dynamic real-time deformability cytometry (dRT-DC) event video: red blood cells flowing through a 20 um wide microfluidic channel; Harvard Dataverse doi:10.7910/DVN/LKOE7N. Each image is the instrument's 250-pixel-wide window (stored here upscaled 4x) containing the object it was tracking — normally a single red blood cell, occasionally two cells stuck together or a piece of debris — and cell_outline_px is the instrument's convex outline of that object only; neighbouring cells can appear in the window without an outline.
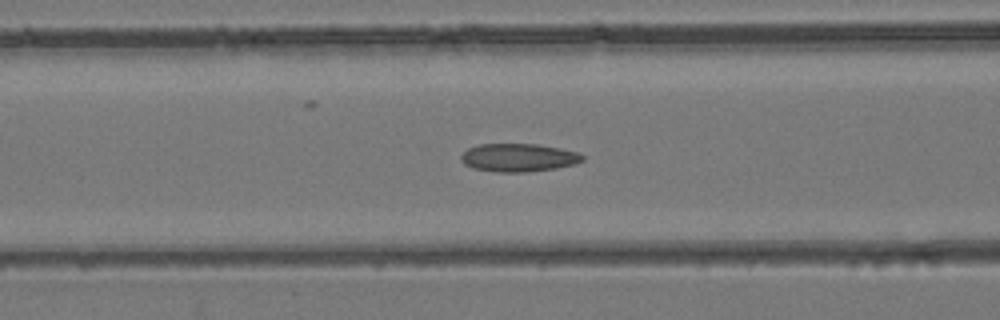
{"species": "common noctule bat (a hibernating species)", "species_latin": "Nyctalus noctula", "temperature_condition": "room temperature", "stored_images_in_passage": 42, "camera_frame_rate_fps": 3000, "um_per_image_px": 0.085, "animal": {"sex": "female", "body_mass_g": 24.6, "forearm_length_mm": 56.2}, "frame": {"image": 1, "passage_image": 15, "time_ms": 4.667, "image_size_px": [1000, 320], "cell_outline_px": [[584, 160], [576, 164], [556, 168], [524, 172], [496, 172], [472, 168], [464, 164], [460, 160], [460, 156], [468, 148], [480, 144], [536, 144], [560, 148], [576, 152], [584, 156]], "centroid_in_image_um": [44.06, 13.4], "position_along_channel_um": 122.5, "area_um2": 19.94}}
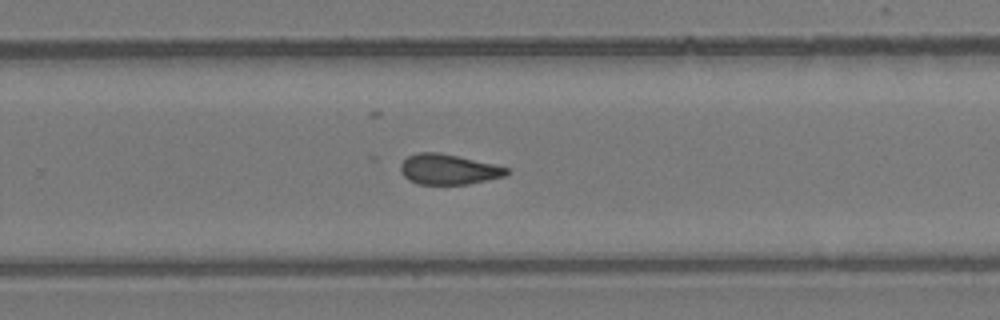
{"frame": {"image": 2, "passage_image": 26, "time_ms": 8.333, "image_size_px": [1000, 320], "cell_outline_px": [[508, 172], [504, 176], [468, 184], [416, 184], [408, 180], [400, 172], [400, 164], [408, 156], [416, 152], [440, 152], [496, 164], [508, 168]], "centroid_in_image_um": [38.08, 14.38], "position_along_channel_um": 291.7, "area_um2": 18.84}}
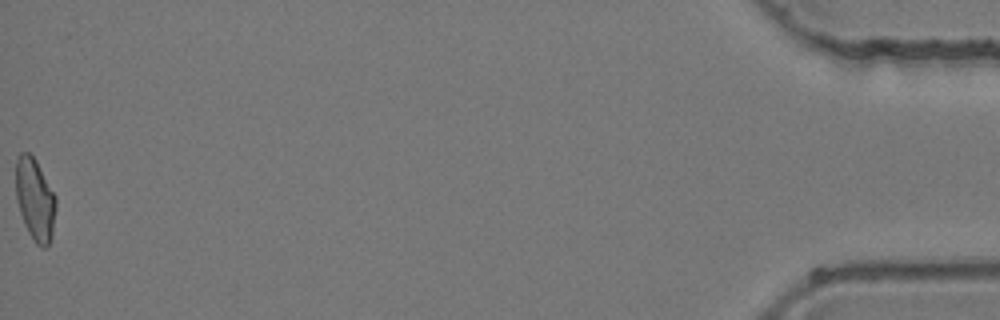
{"frame": {"image": 3, "passage_image": 42, "time_ms": 13.667, "image_size_px": [1000, 320], "cell_outline_px": [[56, 208], [52, 236], [48, 244], [44, 248], [40, 248], [36, 244], [28, 232], [24, 224], [16, 200], [16, 160], [20, 152], [28, 152], [36, 160], [56, 196]], "centroid_in_image_um": [2.98, 16.96], "position_along_channel_um": 432.2, "area_um2": 19.31}}